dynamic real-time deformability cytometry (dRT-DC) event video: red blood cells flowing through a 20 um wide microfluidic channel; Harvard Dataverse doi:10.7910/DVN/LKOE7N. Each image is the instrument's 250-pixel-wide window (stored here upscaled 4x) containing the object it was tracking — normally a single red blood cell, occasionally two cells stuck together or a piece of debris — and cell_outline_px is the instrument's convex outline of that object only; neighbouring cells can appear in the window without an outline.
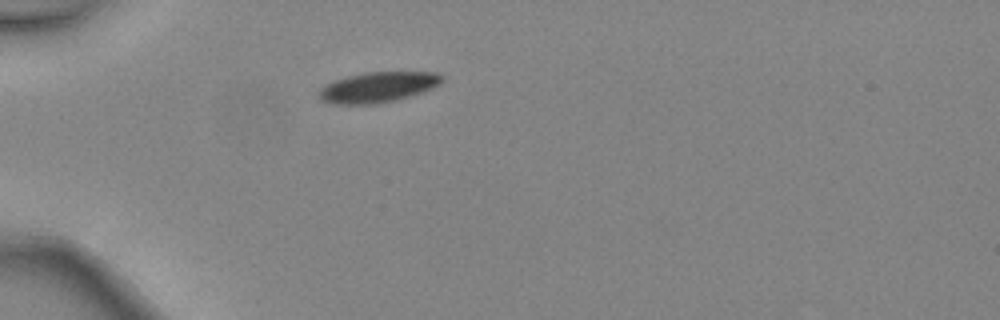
{"species": "common noctule bat (a hibernating species)", "species_latin": "Nyctalus noctula", "temperature_condition": "warm", "stored_images_in_passage": 2, "camera_frame_rate_fps": 3000, "um_per_image_px": 0.085, "animal": {"sex": "female", "body_mass_g": 24.6, "forearm_length_mm": 56.2}, "frame": {"image": 1, "passage_image": 1, "time_ms": 0.0, "image_size_px": [1000, 320], "cell_outline_px": [[444, 80], [440, 84], [424, 92], [396, 100], [376, 104], [332, 104], [320, 100], [316, 96], [320, 88], [324, 84], [348, 76], [364, 72], [436, 72], [444, 76]], "centroid_in_image_um": [32.11, 7.41], "position_along_channel_um": 52.9, "area_um2": 22.14}}